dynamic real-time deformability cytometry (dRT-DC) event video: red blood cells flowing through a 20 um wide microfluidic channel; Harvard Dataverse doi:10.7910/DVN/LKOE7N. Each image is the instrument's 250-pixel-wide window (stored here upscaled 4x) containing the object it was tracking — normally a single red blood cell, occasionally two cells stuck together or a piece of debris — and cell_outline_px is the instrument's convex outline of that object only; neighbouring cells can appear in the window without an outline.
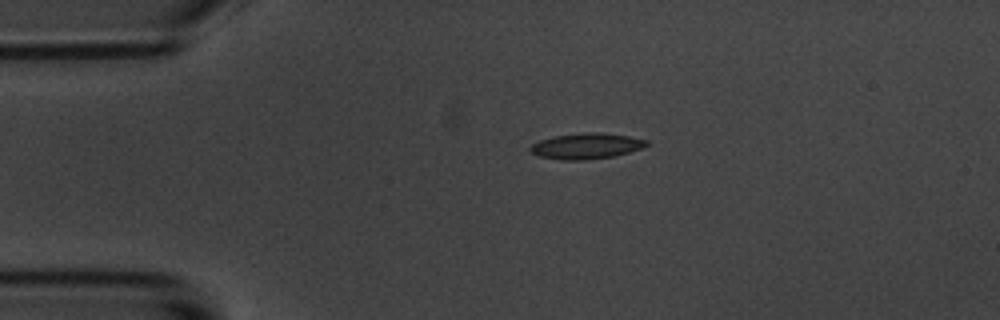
{"species": "common noctule bat (a hibernating species)", "species_latin": "Nyctalus noctula", "temperature_condition": "room temperature", "stored_images_in_passage": 45, "camera_frame_rate_fps": 3000, "um_per_image_px": 0.085, "animal": {"sex": "male", "body_mass_g": 20.1, "forearm_length_mm": 53.5}, "frame": {"image": 1, "passage_image": 1, "time_ms": 0.0, "image_size_px": [1000, 320], "cell_outline_px": [[648, 144], [644, 148], [612, 156], [584, 160], [560, 160], [540, 156], [532, 152], [528, 148], [532, 144], [540, 140], [552, 136], [584, 132], [600, 132], [628, 136], [648, 140]], "centroid_in_image_um": [49.83, 12.4], "position_along_channel_um": 35.2, "area_um2": 17.46}}
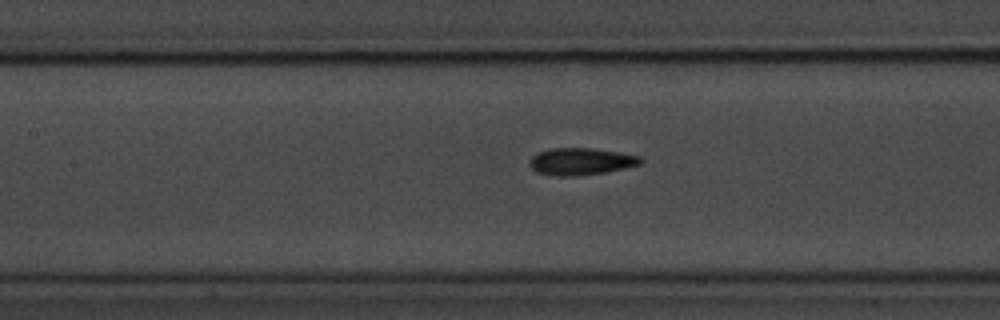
{"frame": {"image": 2, "passage_image": 14, "time_ms": 4.333, "image_size_px": [1000, 320], "cell_outline_px": [[644, 160], [640, 164], [624, 168], [604, 172], [572, 176], [560, 176], [536, 172], [532, 168], [532, 156], [548, 148], [592, 148], [640, 156]], "centroid_in_image_um": [49.4, 13.71], "position_along_channel_um": 158.0, "area_um2": 17.11}}
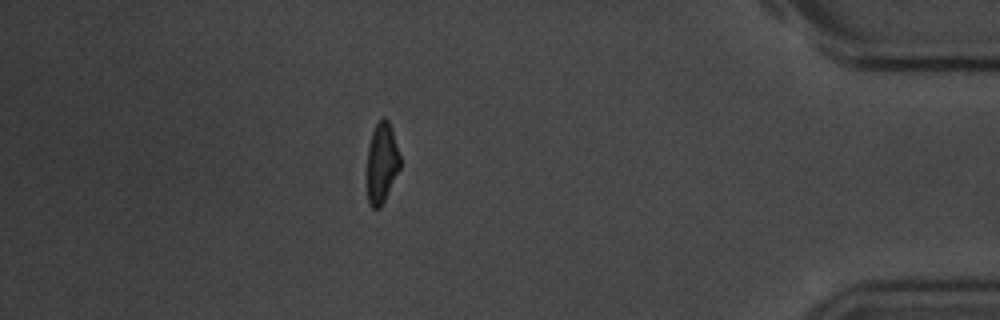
{"frame": {"image": 3, "passage_image": 38, "time_ms": 12.333, "image_size_px": [1000, 320], "cell_outline_px": [[400, 168], [380, 208], [372, 208], [368, 204], [368, 148], [372, 132], [376, 124], [384, 116], [388, 120], [392, 128], [400, 156]], "centroid_in_image_um": [32.46, 13.83], "position_along_channel_um": 402.7, "area_um2": 15.26}, "authors_computed_cell_mechanics": {"area_um2": 16.762, "velocity_mm_per_s": 3.6123, "shape_relaxation_time_tau1_ms": 3.4069, "shape_relaxation_time_tau2_ms": 2.5669, "deformation_change_tau1": 0.175, "deformation_change_tau2": 0.1183}}